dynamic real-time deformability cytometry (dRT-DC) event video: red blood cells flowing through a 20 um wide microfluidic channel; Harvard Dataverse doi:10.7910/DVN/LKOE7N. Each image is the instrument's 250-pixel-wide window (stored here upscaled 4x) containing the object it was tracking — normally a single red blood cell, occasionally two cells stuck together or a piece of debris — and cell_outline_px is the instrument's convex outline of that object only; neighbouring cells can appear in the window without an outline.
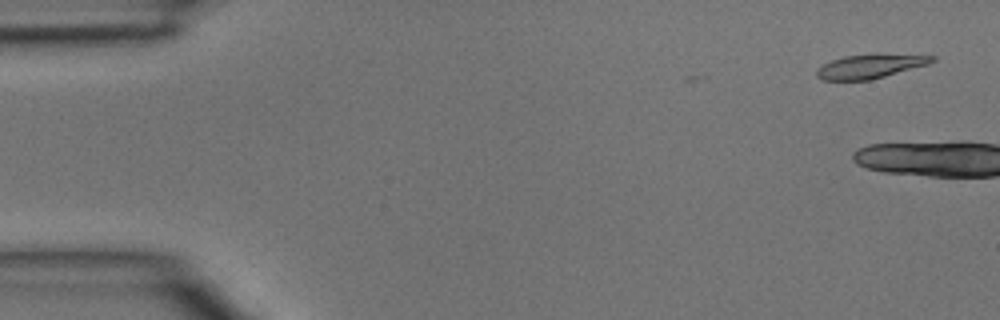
{"species": "common noctule bat (a hibernating species)", "species_latin": "Nyctalus noctula", "temperature_condition": "room temperature", "stored_images_in_passage": 4, "camera_frame_rate_fps": 3000, "um_per_image_px": 0.085, "animal": {"sex": "male", "body_mass_g": 15.6}, "frame": {"image": 1, "passage_image": 1, "time_ms": 0.0, "image_size_px": [1000, 320], "cell_outline_px": [[936, 60], [928, 64], [884, 76], [868, 80], [824, 80], [816, 76], [816, 68], [832, 60], [844, 56], [880, 52], [936, 56]], "centroid_in_image_um": [73.99, 5.59], "position_along_channel_um": 11.0, "area_um2": 16.47}}